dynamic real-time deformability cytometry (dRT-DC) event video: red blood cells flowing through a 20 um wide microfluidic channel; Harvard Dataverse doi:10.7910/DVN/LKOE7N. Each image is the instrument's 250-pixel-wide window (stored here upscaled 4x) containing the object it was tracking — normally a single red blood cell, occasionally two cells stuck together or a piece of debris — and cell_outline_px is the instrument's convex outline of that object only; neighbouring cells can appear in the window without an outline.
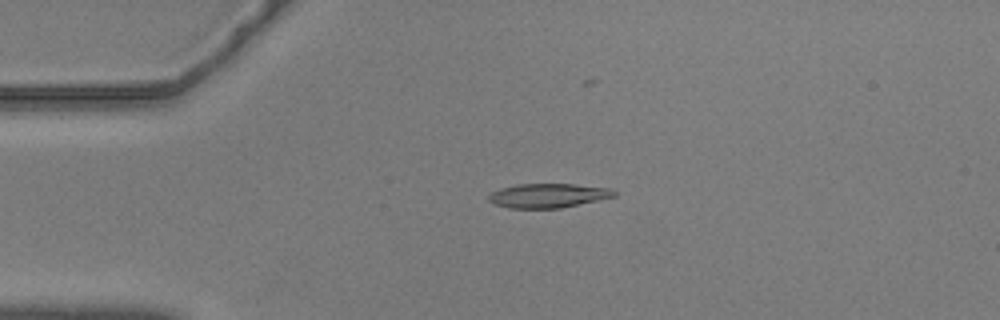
{"species": "common noctule bat (a hibernating species)", "species_latin": "Nyctalus noctula", "temperature_condition": "warm", "stored_images_in_passage": 45, "camera_frame_rate_fps": 3000, "um_per_image_px": 0.085, "animal": {"sex": "male", "body_mass_g": 20.5, "forearm_length_mm": 52.5}, "frame": {"image": 1, "passage_image": 13, "time_ms": 4.0, "image_size_px": [1000, 320], "cell_outline_px": [[616, 196], [560, 208], [508, 208], [492, 204], [488, 200], [488, 196], [492, 192], [500, 188], [516, 184], [576, 184], [612, 188], [616, 192]], "centroid_in_image_um": [46.57, 16.62], "position_along_channel_um": 38.4, "area_um2": 17.8}}
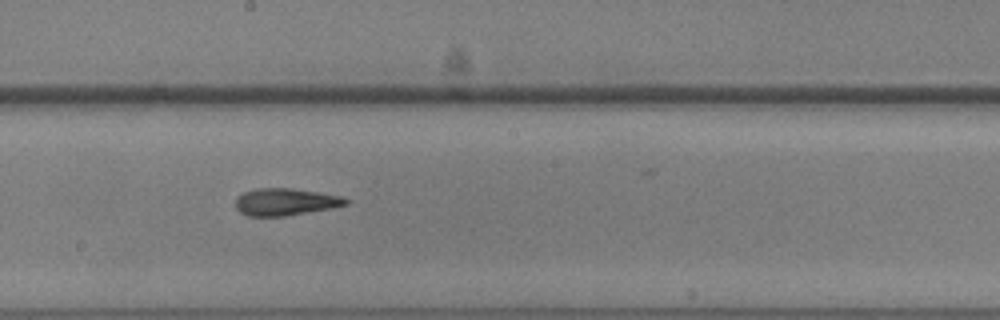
{"frame": {"image": 2, "passage_image": 31, "time_ms": 10.0, "image_size_px": [1000, 320], "cell_outline_px": [[352, 200], [348, 204], [332, 208], [284, 216], [248, 216], [240, 212], [236, 208], [236, 196], [244, 192], [256, 188], [292, 188], [340, 196]], "centroid_in_image_um": [24.25, 17.16], "position_along_channel_um": 223.9, "area_um2": 17.46}}
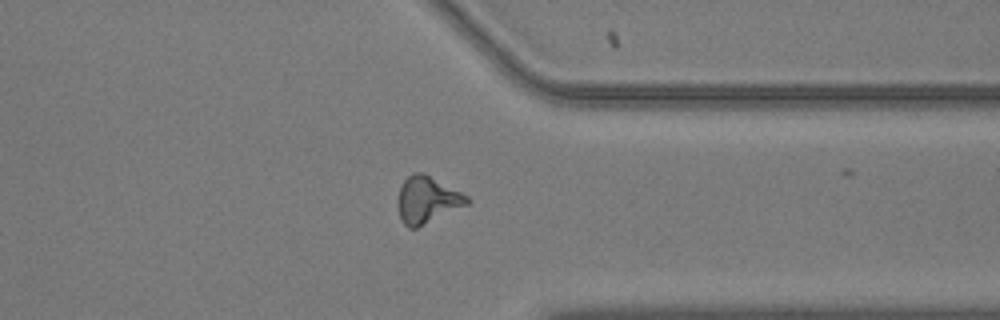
{"frame": {"image": 3, "passage_image": 44, "time_ms": 14.333, "image_size_px": [1000, 320], "cell_outline_px": [[472, 200], [468, 204], [416, 228], [408, 228], [400, 220], [396, 204], [400, 188], [404, 180], [412, 172], [424, 172], [468, 196]], "centroid_in_image_um": [36.28, 16.98], "position_along_channel_um": 375.1, "area_um2": 18.96}}